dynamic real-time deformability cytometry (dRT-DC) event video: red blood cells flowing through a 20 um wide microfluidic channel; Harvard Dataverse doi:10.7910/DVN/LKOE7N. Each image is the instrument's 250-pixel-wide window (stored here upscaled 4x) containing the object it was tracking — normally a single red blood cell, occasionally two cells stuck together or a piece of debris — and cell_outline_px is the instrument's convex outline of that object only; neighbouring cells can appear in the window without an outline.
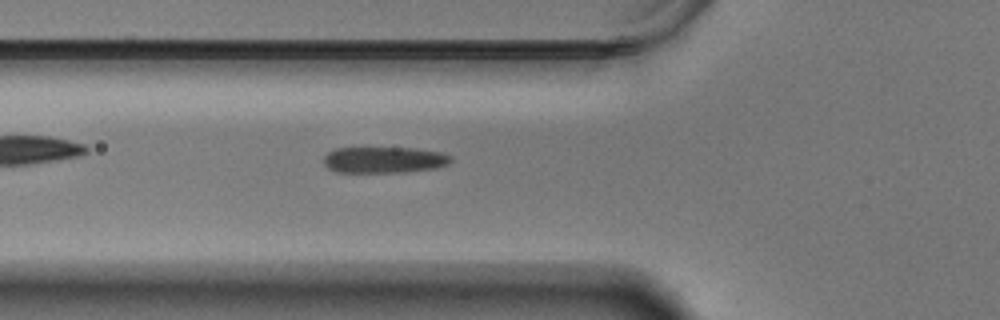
{"species": "Egyptian fruit bat (a non-hibernating species)", "species_latin": "Rousettus aegyptiacus", "temperature_condition": "warm", "stored_images_in_passage": 55, "camera_frame_rate_fps": 3000, "um_per_image_px": 0.085, "animal": {"sex": "male"}, "frame": {"image": 1, "passage_image": 20, "time_ms": 6.333, "image_size_px": [1000, 320], "cell_outline_px": [[452, 160], [448, 164], [436, 168], [408, 172], [336, 172], [328, 168], [324, 164], [324, 156], [328, 152], [336, 148], [412, 148], [440, 152], [452, 156]], "centroid_in_image_um": [32.65, 13.59], "position_along_channel_um": 93.1, "area_um2": 19.48}}
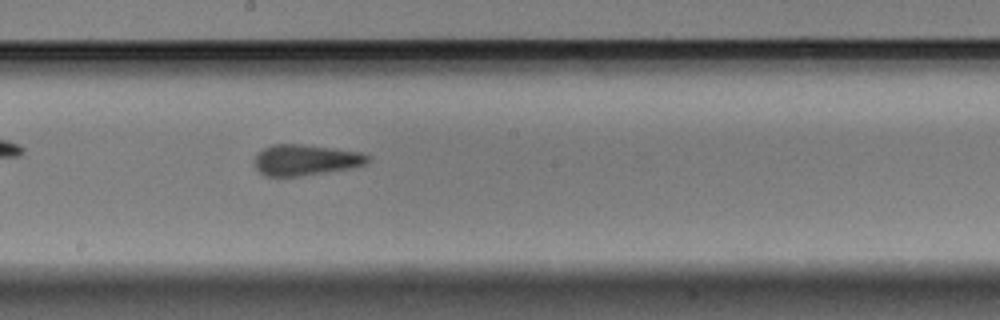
{"frame": {"image": 2, "passage_image": 31, "time_ms": 10.0, "image_size_px": [1000, 320], "cell_outline_px": [[372, 160], [368, 164], [348, 168], [324, 172], [296, 176], [264, 176], [256, 168], [252, 160], [264, 148], [272, 144], [300, 144], [332, 148], [360, 152], [372, 156]], "centroid_in_image_um": [25.99, 13.59], "position_along_channel_um": 222.2, "area_um2": 20.35}}
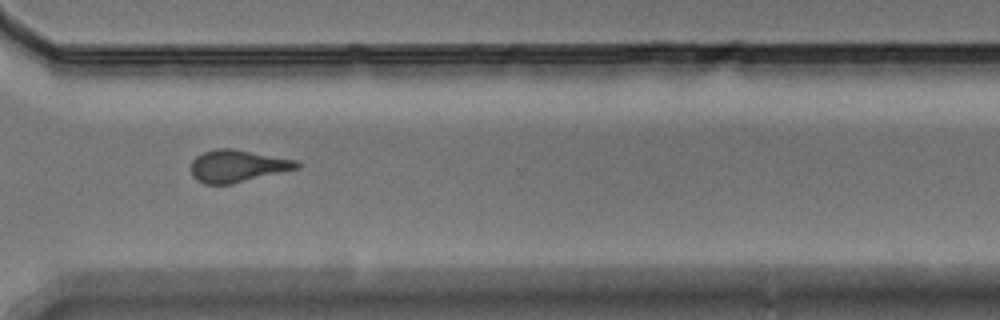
{"frame": {"image": 3, "passage_image": 42, "time_ms": 13.667, "image_size_px": [1000, 320], "cell_outline_px": [[300, 168], [232, 184], [204, 184], [196, 180], [192, 176], [192, 160], [196, 156], [204, 152], [216, 148], [232, 148], [296, 160], [300, 164]], "centroid_in_image_um": [20.18, 14.11], "position_along_channel_um": 350.4, "area_um2": 19.88}}